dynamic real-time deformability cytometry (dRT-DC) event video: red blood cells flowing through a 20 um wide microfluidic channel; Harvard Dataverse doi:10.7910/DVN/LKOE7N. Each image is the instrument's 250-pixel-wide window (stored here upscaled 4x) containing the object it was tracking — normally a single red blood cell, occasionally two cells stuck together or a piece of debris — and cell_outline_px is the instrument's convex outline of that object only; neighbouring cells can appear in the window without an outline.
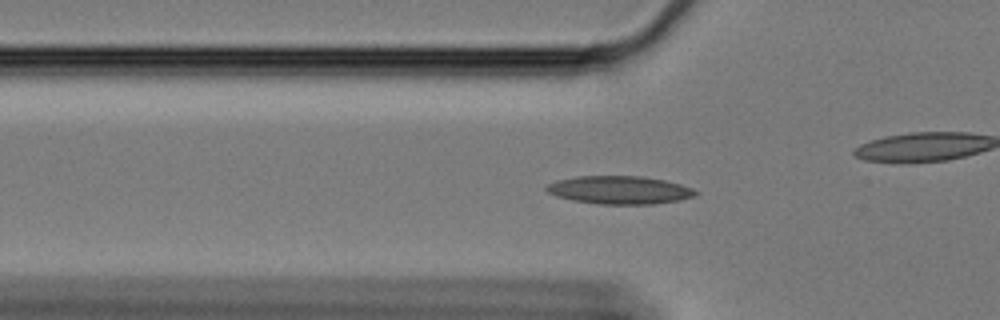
{"species": "Egyptian fruit bat (a non-hibernating species)", "species_latin": "Rousettus aegyptiacus", "temperature_condition": "cold", "stored_images_in_passage": 43, "camera_frame_rate_fps": 3000, "um_per_image_px": 0.085, "animal": {"sex": "female"}, "frame": {"image": 1, "passage_image": 2, "time_ms": 0.333, "image_size_px": [1000, 320], "cell_outline_px": [[700, 192], [696, 196], [680, 200], [652, 204], [596, 204], [572, 200], [556, 196], [548, 192], [544, 188], [548, 184], [556, 180], [576, 176], [640, 176], [664, 180], [680, 184], [692, 188]], "centroid_in_image_um": [52.66, 16.15], "position_along_channel_um": 73.1, "area_um2": 24.51}}
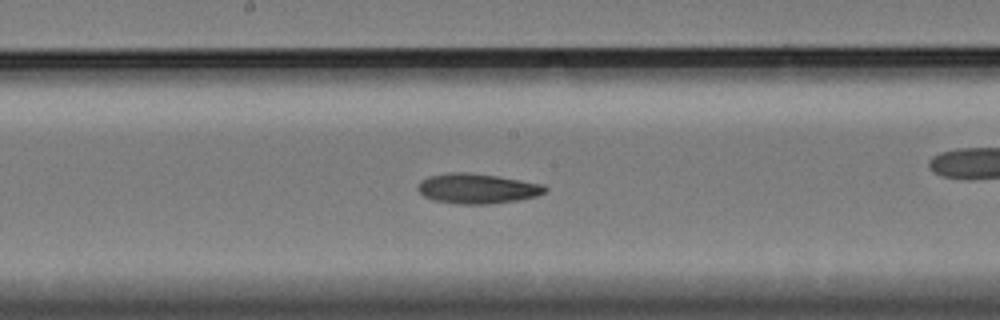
{"frame": {"image": 2, "passage_image": 14, "time_ms": 4.333, "image_size_px": [1000, 320], "cell_outline_px": [[548, 188], [544, 192], [536, 196], [516, 200], [488, 204], [456, 204], [432, 200], [424, 196], [416, 188], [420, 180], [428, 176], [448, 172], [468, 172], [496, 176], [544, 184]], "centroid_in_image_um": [40.51, 16.02], "position_along_channel_um": 207.7, "area_um2": 22.31}}
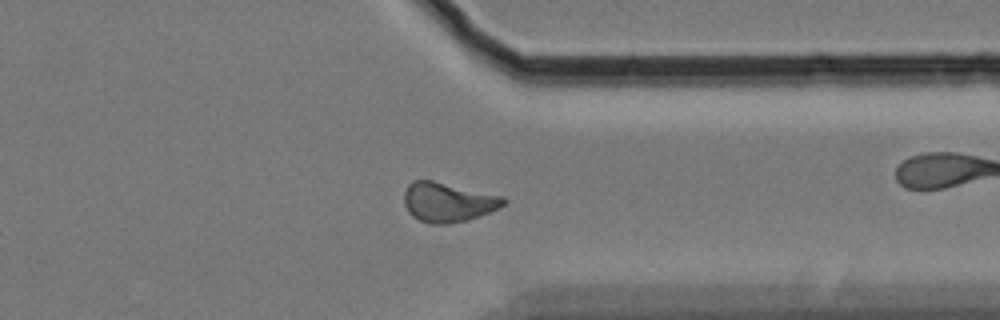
{"frame": {"image": 3, "passage_image": 29, "time_ms": 9.333, "image_size_px": [1000, 320], "cell_outline_px": [[508, 200], [500, 208], [468, 220], [452, 224], [428, 224], [412, 216], [408, 212], [404, 204], [404, 192], [408, 184], [412, 180], [432, 180], [504, 196]], "centroid_in_image_um": [38.08, 17.19], "position_along_channel_um": 373.3, "area_um2": 23.18}, "authors_computed_cell_mechanics": {"area_um2": 21.7906, "velocity_mm_per_s": 3.3372, "shape_relaxation_time_tau1_ms": 5.2341, "shape_relaxation_time_tau2_ms": null, "deformation_change_tau1": 0.1401, "deformation_change_tau2": null}}